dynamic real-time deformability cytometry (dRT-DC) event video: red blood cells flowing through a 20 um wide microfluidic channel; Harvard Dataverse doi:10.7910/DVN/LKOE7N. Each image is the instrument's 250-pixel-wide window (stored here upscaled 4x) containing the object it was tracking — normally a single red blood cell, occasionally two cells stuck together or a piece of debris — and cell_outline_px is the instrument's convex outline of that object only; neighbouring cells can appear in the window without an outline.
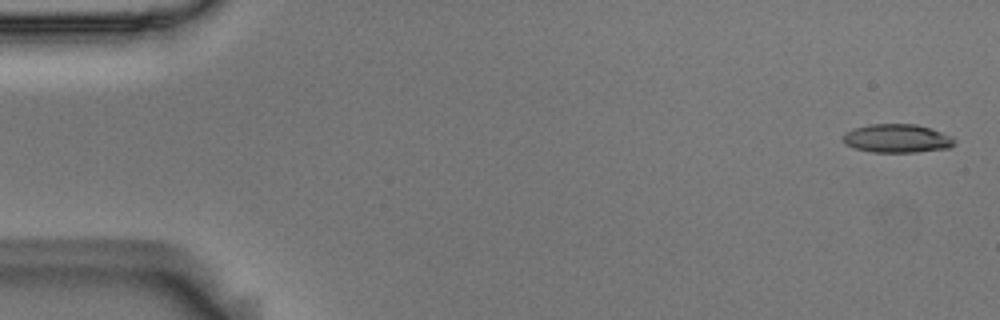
{"species": "Egyptian fruit bat (a non-hibernating species)", "species_latin": "Rousettus aegyptiacus", "temperature_condition": "room temperature", "stored_images_in_passage": 4, "camera_frame_rate_fps": 3000, "um_per_image_px": 0.085, "animal": {"sex": "male"}, "frame": {"image": 1, "passage_image": 1, "time_ms": 0.0, "image_size_px": [1000, 320], "cell_outline_px": [[956, 144], [948, 148], [916, 152], [872, 152], [852, 148], [844, 144], [844, 132], [852, 128], [868, 124], [916, 124], [952, 136], [956, 140]], "centroid_in_image_um": [76.22, 11.77], "position_along_channel_um": 8.8, "area_um2": 18.67}}
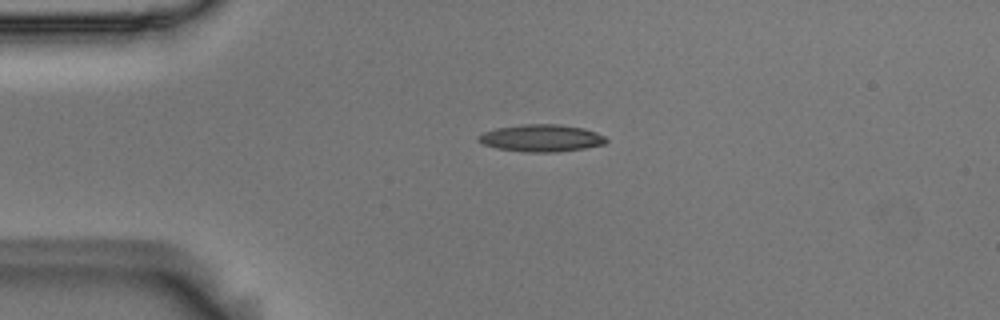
{"frame": {"image": 2, "passage_image": 4, "time_ms": 1.0, "image_size_px": [1000, 320], "cell_outline_px": [[608, 140], [604, 144], [584, 148], [560, 152], [528, 152], [496, 148], [484, 144], [476, 140], [476, 136], [484, 132], [496, 128], [524, 124], [560, 124], [584, 128], [596, 132], [604, 136]], "centroid_in_image_um": [46.01, 11.73], "position_along_channel_um": 39.0, "area_um2": 20.29}}